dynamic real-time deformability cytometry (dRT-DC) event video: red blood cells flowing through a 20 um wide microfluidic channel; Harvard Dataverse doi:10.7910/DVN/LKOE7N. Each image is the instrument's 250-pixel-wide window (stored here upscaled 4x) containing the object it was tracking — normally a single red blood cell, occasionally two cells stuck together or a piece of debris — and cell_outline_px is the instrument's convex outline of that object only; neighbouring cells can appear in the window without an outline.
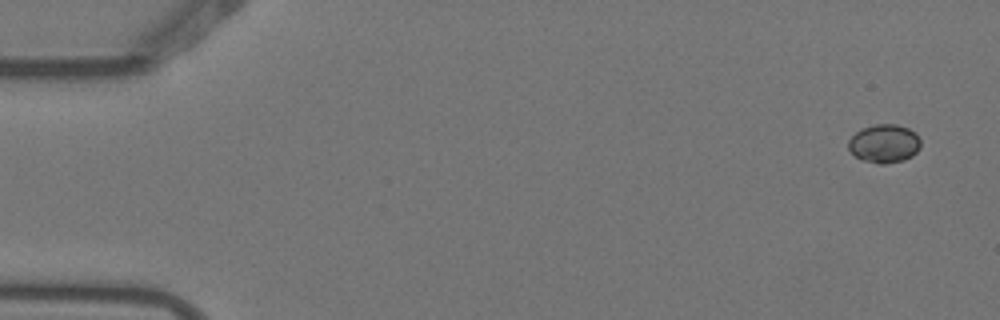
{"species": "Egyptian fruit bat (a non-hibernating species)", "species_latin": "Rousettus aegyptiacus", "temperature_condition": "warm", "stored_images_in_passage": 5, "camera_frame_rate_fps": 3000, "um_per_image_px": 0.085, "animal": {"sex": "female"}, "frame": {"image": 1, "passage_image": 1, "time_ms": 0.0, "image_size_px": [1000, 320], "cell_outline_px": [[920, 148], [912, 156], [904, 160], [884, 164], [876, 164], [860, 160], [848, 148], [848, 140], [860, 128], [876, 124], [896, 124], [908, 128], [916, 132], [920, 140]], "centroid_in_image_um": [75.15, 12.2], "position_along_channel_um": 9.8, "area_um2": 16.42}}
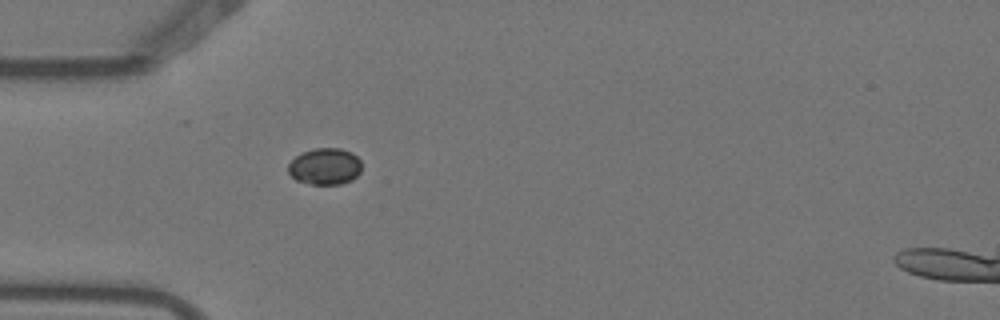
{"frame": {"image": 2, "passage_image": 5, "time_ms": 1.333, "image_size_px": [1000, 320], "cell_outline_px": [[360, 172], [352, 180], [340, 184], [312, 184], [296, 180], [288, 172], [288, 164], [296, 156], [304, 152], [316, 148], [340, 148], [352, 152], [360, 160]], "centroid_in_image_um": [27.63, 14.14], "position_along_channel_um": 57.4, "area_um2": 15.55}}